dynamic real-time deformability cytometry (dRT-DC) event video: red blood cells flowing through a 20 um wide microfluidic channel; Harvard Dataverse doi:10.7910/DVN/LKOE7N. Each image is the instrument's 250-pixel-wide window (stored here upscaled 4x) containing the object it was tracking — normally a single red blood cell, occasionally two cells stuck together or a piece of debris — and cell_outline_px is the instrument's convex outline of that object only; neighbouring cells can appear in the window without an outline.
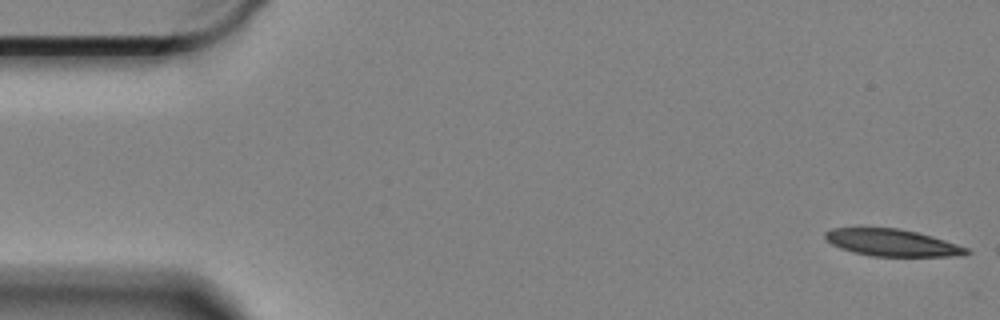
{"species": "Egyptian fruit bat (a non-hibernating species)", "species_latin": "Rousettus aegyptiacus", "temperature_condition": "cold", "stored_images_in_passage": 9, "camera_frame_rate_fps": 3000, "um_per_image_px": 0.085, "animal": {"sex": "female"}, "frame": {"image": 1, "passage_image": 1, "time_ms": 0.0, "image_size_px": [1000, 320], "cell_outline_px": [[972, 252], [964, 256], [872, 256], [852, 252], [840, 248], [832, 244], [824, 236], [824, 232], [832, 228], [896, 228], [916, 232], [932, 236], [968, 248]], "centroid_in_image_um": [75.84, 20.64], "position_along_channel_um": 9.2, "area_um2": 22.14}}